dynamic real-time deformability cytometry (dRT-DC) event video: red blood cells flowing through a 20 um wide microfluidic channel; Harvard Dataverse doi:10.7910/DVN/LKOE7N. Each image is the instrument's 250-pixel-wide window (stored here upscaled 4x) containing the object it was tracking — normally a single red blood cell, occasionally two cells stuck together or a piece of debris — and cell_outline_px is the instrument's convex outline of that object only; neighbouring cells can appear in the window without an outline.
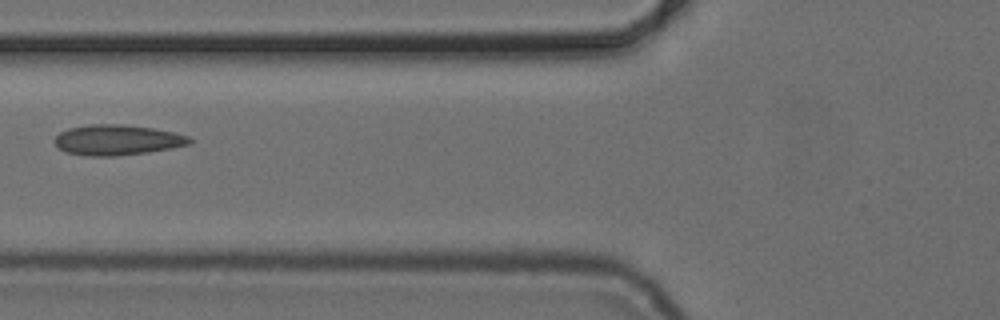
{"species": "common noctule bat (a hibernating species)", "species_latin": "Nyctalus noctula", "temperature_condition": "cold", "stored_images_in_passage": 6, "camera_frame_rate_fps": 3000, "um_per_image_px": 0.085, "animal": {"sex": "female", "body_mass_g": 24.6, "forearm_length_mm": 56.2}, "frame": {"image": 1, "passage_image": 6, "time_ms": 6.667, "image_size_px": [1000, 320], "cell_outline_px": [[192, 140], [188, 144], [172, 148], [148, 152], [116, 156], [88, 156], [64, 152], [56, 144], [56, 136], [60, 132], [68, 128], [92, 124], [124, 124], [152, 128], [172, 132], [188, 136]], "centroid_in_image_um": [9.95, 11.9], "position_along_channel_um": 115.9, "area_um2": 23.76}}